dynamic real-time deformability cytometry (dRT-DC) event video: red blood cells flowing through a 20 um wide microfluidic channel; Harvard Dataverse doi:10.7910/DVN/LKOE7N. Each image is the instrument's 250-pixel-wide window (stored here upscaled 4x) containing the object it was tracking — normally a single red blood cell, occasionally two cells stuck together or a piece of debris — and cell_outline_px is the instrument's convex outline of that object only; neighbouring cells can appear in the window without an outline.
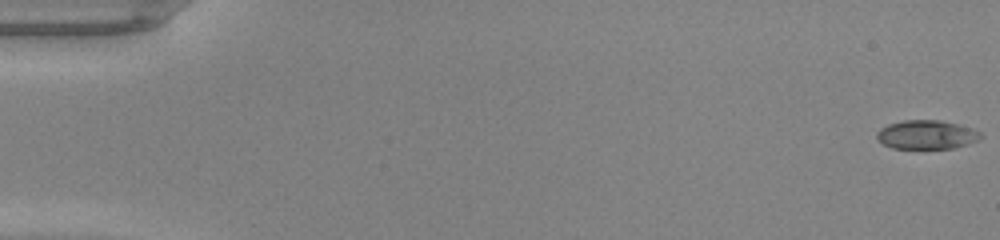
{"species": "common noctule bat (a hibernating species)", "species_latin": "Nyctalus noctula", "temperature_condition": "warm", "stored_images_in_passage": 49, "camera_frame_rate_fps": 3000, "um_per_image_px": 0.085, "animal": {"sex": "male", "body_mass_g": 20.0, "forearm_length_mm": 53.3}, "frame": {"image": 1, "passage_image": 1, "time_ms": 0.0, "image_size_px": [1000, 240], "cell_outline_px": [[984, 136], [968, 144], [952, 148], [892, 148], [876, 140], [876, 132], [880, 128], [888, 124], [904, 120], [940, 120], [972, 128], [980, 132]], "centroid_in_image_um": [78.73, 11.44], "position_along_channel_um": 6.3, "area_um2": 17.46}}
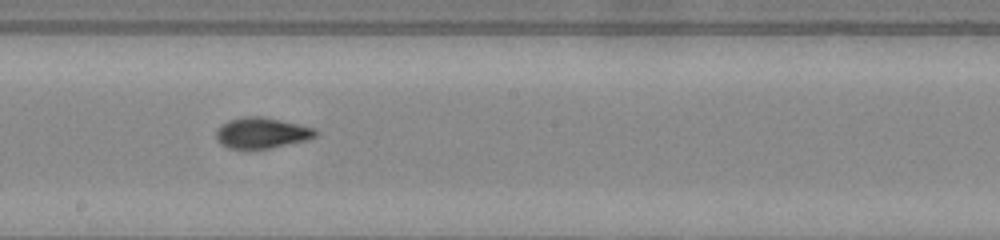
{"frame": {"image": 2, "passage_image": 28, "time_ms": 9.0, "image_size_px": [1000, 240], "cell_outline_px": [[320, 132], [316, 136], [304, 140], [268, 148], [244, 152], [228, 148], [220, 144], [216, 140], [216, 132], [220, 124], [228, 120], [244, 116], [264, 116], [316, 128]], "centroid_in_image_um": [22.19, 11.32], "position_along_channel_um": 226.0, "area_um2": 18.44}}
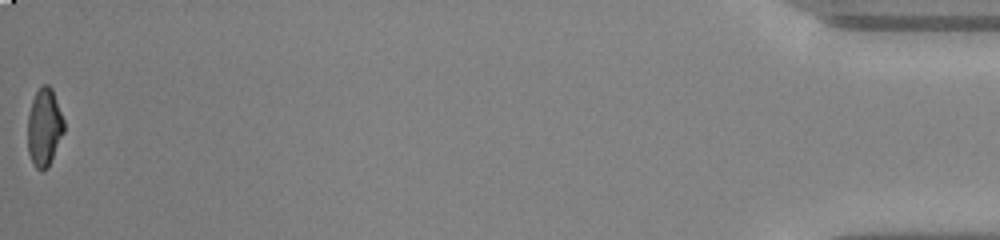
{"frame": {"image": 3, "passage_image": 49, "time_ms": 16.0, "image_size_px": [1000, 240], "cell_outline_px": [[64, 132], [48, 168], [40, 172], [36, 168], [28, 152], [28, 116], [32, 100], [40, 84], [48, 84], [52, 88], [64, 120]], "centroid_in_image_um": [3.77, 10.81], "position_along_channel_um": 431.4, "area_um2": 16.53}, "authors_computed_cell_mechanics": {"area_um2": 17.5134, "velocity_mm_per_s": 4.3049, "shape_relaxation_time_tau1_ms": 5.0565, "shape_relaxation_time_tau2_ms": null, "deformation_change_tau1": 0.2316, "deformation_change_tau2": null}}